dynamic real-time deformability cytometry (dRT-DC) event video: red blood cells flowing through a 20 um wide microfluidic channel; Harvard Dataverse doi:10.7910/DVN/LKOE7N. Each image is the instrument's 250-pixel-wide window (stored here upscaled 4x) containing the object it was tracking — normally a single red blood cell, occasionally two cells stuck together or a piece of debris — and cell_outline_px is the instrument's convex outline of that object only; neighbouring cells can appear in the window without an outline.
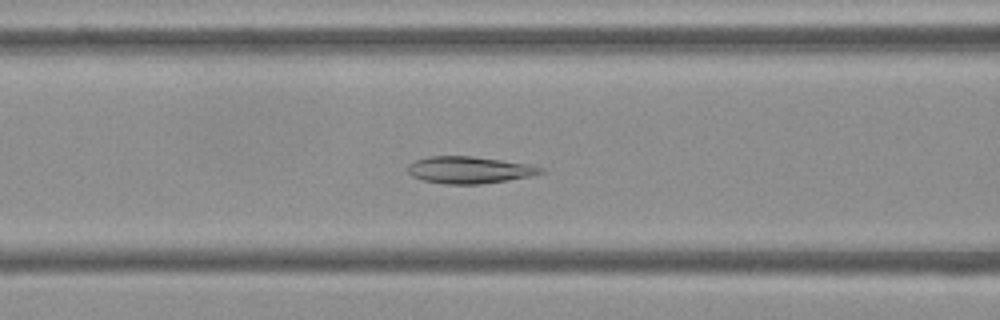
{"species": "Egyptian fruit bat (a non-hibernating species)", "species_latin": "Rousettus aegyptiacus", "temperature_condition": "cold", "stored_images_in_passage": 52, "camera_frame_rate_fps": 3000, "um_per_image_px": 0.085, "frame": {"image": 1, "passage_image": 20, "time_ms": 6.333, "image_size_px": [1000, 320], "cell_outline_px": [[544, 172], [528, 176], [480, 184], [444, 184], [424, 180], [412, 176], [408, 172], [408, 164], [416, 160], [428, 156], [472, 156], [532, 164], [544, 168]], "centroid_in_image_um": [39.88, 14.43], "position_along_channel_um": 126.7, "area_um2": 20.75}}
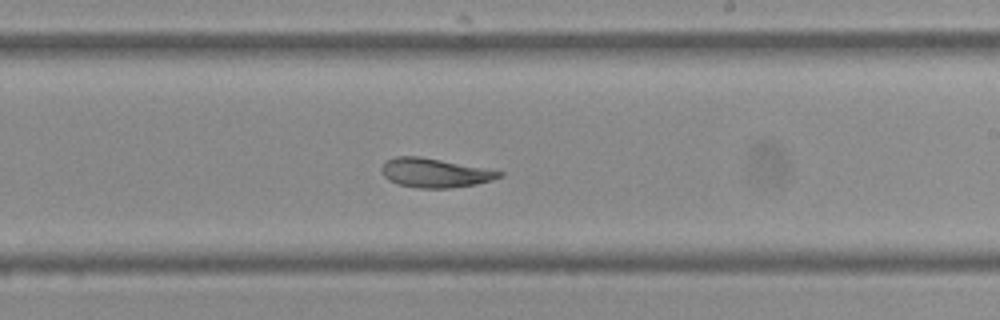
{"frame": {"image": 2, "passage_image": 30, "time_ms": 9.667, "image_size_px": [1000, 320], "cell_outline_px": [[504, 176], [492, 180], [476, 184], [448, 188], [420, 188], [396, 184], [388, 180], [384, 176], [380, 168], [388, 160], [396, 156], [420, 156], [484, 168], [504, 172]], "centroid_in_image_um": [36.95, 14.7], "position_along_channel_um": 252.0, "area_um2": 19.88}}
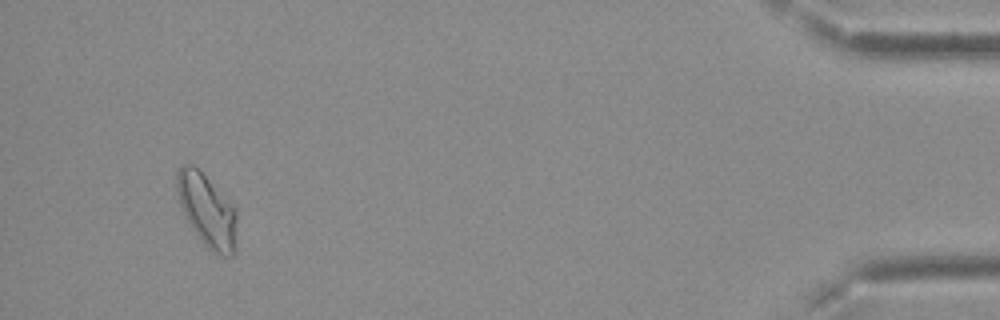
{"frame": {"image": 3, "passage_image": 49, "time_ms": 16.0, "image_size_px": [1000, 320], "cell_outline_px": [[236, 252], [232, 256], [216, 256], [200, 240], [188, 220], [180, 204], [176, 192], [176, 172], [184, 164], [192, 164], [232, 204], [236, 212]], "centroid_in_image_um": [17.61, 17.94], "position_along_channel_um": 417.6, "area_um2": 25.14}, "authors_computed_cell_mechanics": {"area_um2": 21.8195, "velocity_mm_per_s": 3.7651, "shape_relaxation_time_tau1_ms": null, "shape_relaxation_time_tau2_ms": 3.514, "deformation_change_tau1": null, "deformation_change_tau2": 0.0785}}